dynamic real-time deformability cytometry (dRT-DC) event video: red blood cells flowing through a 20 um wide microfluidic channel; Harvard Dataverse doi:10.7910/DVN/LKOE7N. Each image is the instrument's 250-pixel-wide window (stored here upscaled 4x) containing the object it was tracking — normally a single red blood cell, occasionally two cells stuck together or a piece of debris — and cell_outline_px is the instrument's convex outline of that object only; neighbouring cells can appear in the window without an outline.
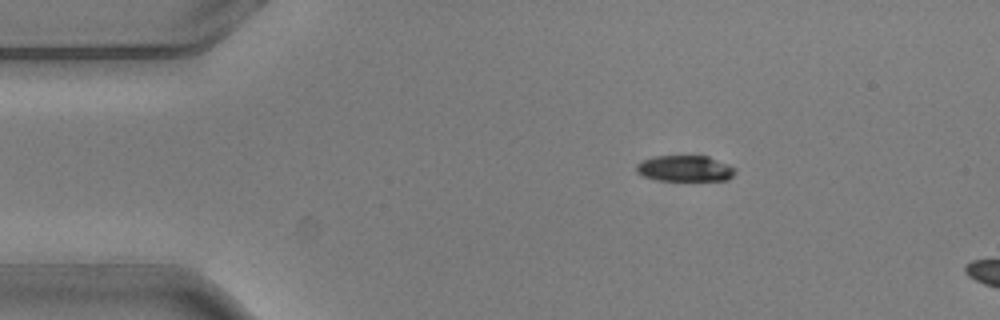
{"species": "common noctule bat (a hibernating species)", "species_latin": "Nyctalus noctula", "temperature_condition": "warm", "stored_images_in_passage": 2, "camera_frame_rate_fps": 3000, "um_per_image_px": 0.085, "animal": {"sex": "male", "body_mass_g": 20.5, "forearm_length_mm": 52.5}, "frame": {"image": 1, "passage_image": 1, "time_ms": 0.0, "image_size_px": [1000, 320], "cell_outline_px": [[736, 172], [728, 180], [660, 180], [640, 176], [636, 172], [636, 164], [652, 156], [708, 156], [728, 164], [736, 168]], "centroid_in_image_um": [58.21, 14.32], "position_along_channel_um": 26.8, "area_um2": 15.03}}